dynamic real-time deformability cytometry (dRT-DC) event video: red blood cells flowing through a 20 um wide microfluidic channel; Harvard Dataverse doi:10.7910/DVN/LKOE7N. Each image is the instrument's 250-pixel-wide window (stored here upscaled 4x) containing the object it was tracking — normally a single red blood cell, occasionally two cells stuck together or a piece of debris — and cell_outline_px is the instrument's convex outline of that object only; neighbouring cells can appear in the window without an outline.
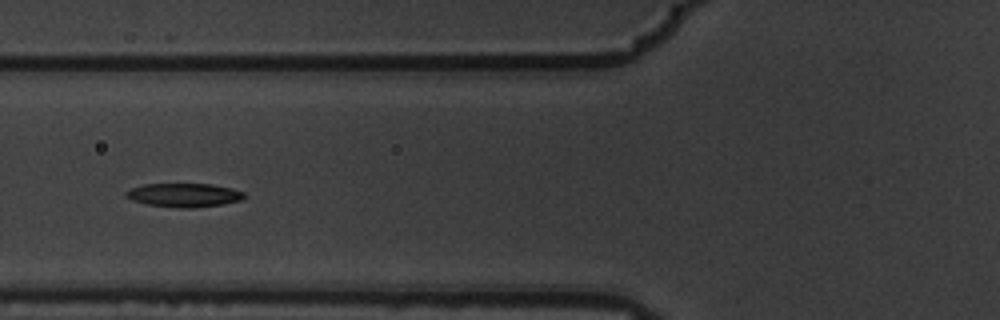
{"species": "common noctule bat (a hibernating species)", "species_latin": "Nyctalus noctula", "temperature_condition": "warm", "stored_images_in_passage": 9, "camera_frame_rate_fps": 3000, "um_per_image_px": 0.085, "animal": {"sex": "male", "body_mass_g": 19.5, "forearm_length_mm": 54.6}, "frame": {"image": 1, "passage_image": 6, "time_ms": 1.667, "image_size_px": [1000, 320], "cell_outline_px": [[244, 196], [240, 200], [220, 204], [192, 208], [176, 208], [148, 204], [132, 200], [124, 196], [124, 192], [132, 188], [144, 184], [212, 184], [232, 188], [244, 192]], "centroid_in_image_um": [15.61, 16.58], "position_along_channel_um": 110.2, "area_um2": 16.24}}
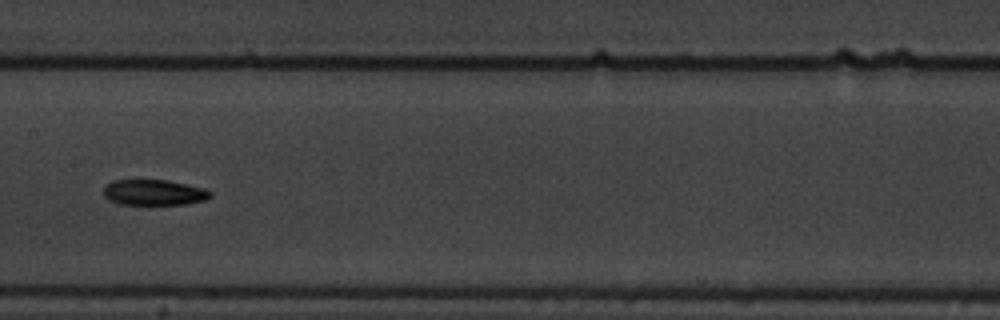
{"frame": {"image": 2, "passage_image": 8, "time_ms": 2.333, "image_size_px": [1000, 320], "cell_outline_px": [[212, 196], [204, 200], [184, 204], [120, 204], [108, 200], [104, 196], [104, 188], [112, 180], [168, 180], [204, 188], [212, 192]], "centroid_in_image_um": [13.09, 16.35], "position_along_channel_um": 194.3, "area_um2": 15.9}}
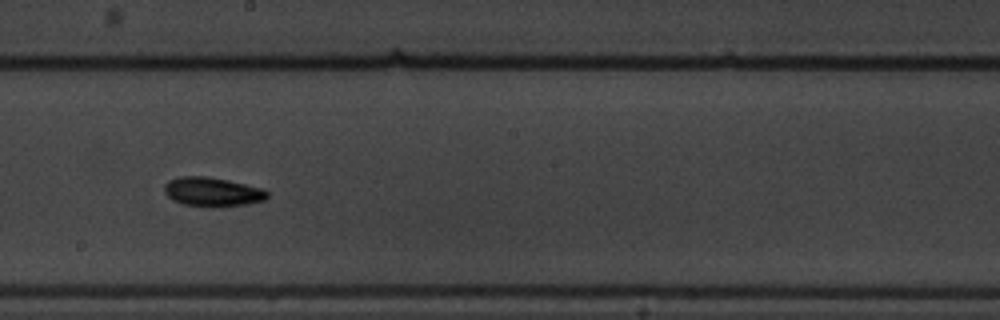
{"frame": {"image": 3, "passage_image": 9, "time_ms": 2.667, "image_size_px": [1000, 320], "cell_outline_px": [[268, 196], [264, 200], [248, 204], [212, 208], [184, 204], [172, 200], [164, 192], [164, 184], [168, 180], [180, 176], [208, 176], [228, 180], [264, 188], [268, 192]], "centroid_in_image_um": [18.05, 16.31], "position_along_channel_um": 230.1, "area_um2": 17.8}}